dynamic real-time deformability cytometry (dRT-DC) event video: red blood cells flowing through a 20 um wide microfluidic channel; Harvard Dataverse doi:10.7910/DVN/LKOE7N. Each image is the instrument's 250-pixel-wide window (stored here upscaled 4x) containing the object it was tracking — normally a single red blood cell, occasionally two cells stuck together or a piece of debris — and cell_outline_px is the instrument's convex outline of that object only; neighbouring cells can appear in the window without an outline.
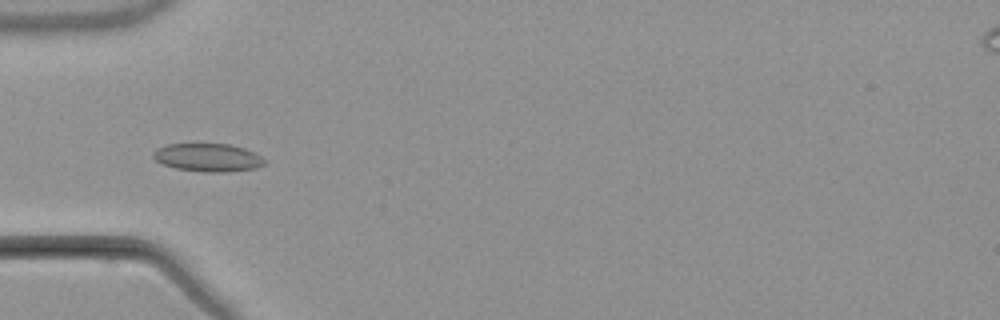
{"species": "common noctule bat (a hibernating species)", "species_latin": "Nyctalus noctula", "temperature_condition": "warm", "stored_images_in_passage": 6, "camera_frame_rate_fps": 3000, "um_per_image_px": 0.085, "animal": {"sex": "male", "body_mass_g": 21.5, "forearm_length_mm": 52.0}, "frame": {"image": 1, "passage_image": 5, "time_ms": 5.667, "image_size_px": [1000, 320], "cell_outline_px": [[268, 164], [256, 168], [224, 172], [204, 172], [176, 168], [164, 164], [156, 160], [152, 156], [152, 152], [156, 148], [168, 144], [228, 144], [244, 148], [268, 160]], "centroid_in_image_um": [17.7, 13.39], "position_along_channel_um": 67.3, "area_um2": 18.26}}
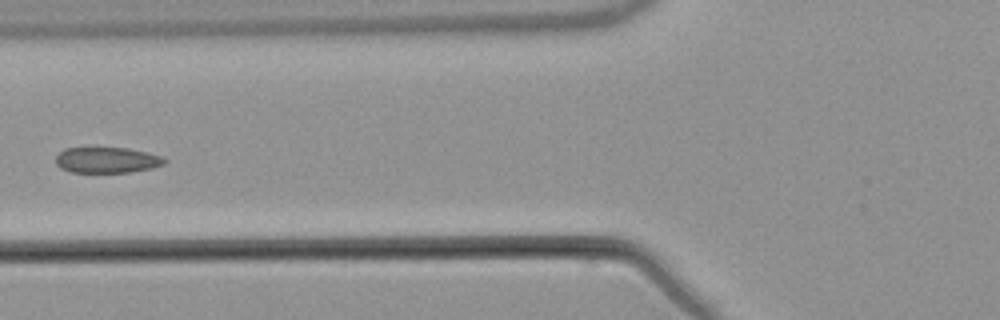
{"frame": {"image": 2, "passage_image": 6, "time_ms": 7.0, "image_size_px": [1000, 320], "cell_outline_px": [[168, 160], [164, 164], [152, 168], [128, 172], [72, 172], [60, 168], [56, 164], [56, 156], [64, 148], [128, 148], [164, 156]], "centroid_in_image_um": [9.11, 13.6], "position_along_channel_um": 116.7, "area_um2": 16.36}}